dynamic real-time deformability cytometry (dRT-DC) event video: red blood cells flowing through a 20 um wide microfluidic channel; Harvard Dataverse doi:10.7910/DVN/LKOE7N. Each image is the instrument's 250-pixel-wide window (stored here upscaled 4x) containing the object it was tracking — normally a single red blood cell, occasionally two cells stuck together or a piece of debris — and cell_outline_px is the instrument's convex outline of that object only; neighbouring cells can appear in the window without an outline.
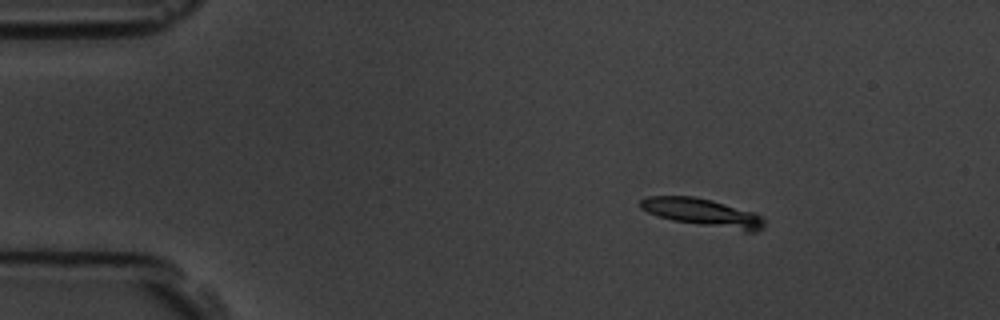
{"species": "common noctule bat (a hibernating species)", "species_latin": "Nyctalus noctula", "temperature_condition": "room temperature", "stored_images_in_passage": 4, "camera_frame_rate_fps": 3000, "um_per_image_px": 0.085, "animal": {"sex": "male", "body_mass_g": 19.5, "forearm_length_mm": 54.6}, "frame": {"image": 1, "passage_image": 2, "time_ms": 2.0, "image_size_px": [1000, 320], "cell_outline_px": [[764, 228], [756, 232], [744, 232], [672, 220], [648, 212], [640, 208], [640, 200], [648, 196], [692, 196], [712, 200], [752, 212], [760, 216], [764, 220]], "centroid_in_image_um": [59.75, 18.08], "position_along_channel_um": 25.3, "area_um2": 20.0}}